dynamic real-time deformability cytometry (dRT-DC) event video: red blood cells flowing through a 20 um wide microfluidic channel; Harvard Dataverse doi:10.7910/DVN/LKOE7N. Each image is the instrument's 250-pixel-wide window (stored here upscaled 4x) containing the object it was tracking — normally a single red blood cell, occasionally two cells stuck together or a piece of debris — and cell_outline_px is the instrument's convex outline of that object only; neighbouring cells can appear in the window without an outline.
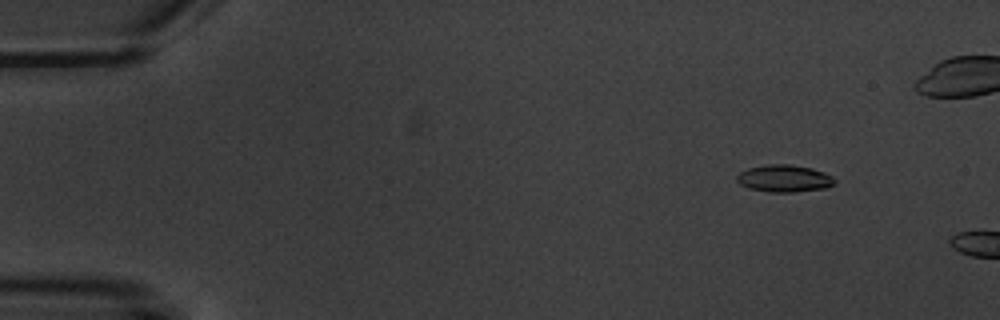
{"species": "common noctule bat (a hibernating species)", "species_latin": "Nyctalus noctula", "temperature_condition": "warm", "stored_images_in_passage": 3, "camera_frame_rate_fps": 3000, "um_per_image_px": 0.085, "animal": {"sex": "male", "body_mass_g": 20.1, "forearm_length_mm": 53.5}, "frame": {"image": 1, "passage_image": 2, "time_ms": 1.0, "image_size_px": [1000, 320], "cell_outline_px": [[836, 184], [828, 188], [796, 192], [768, 192], [748, 188], [740, 184], [736, 180], [736, 176], [740, 172], [748, 168], [768, 164], [788, 164], [812, 168], [824, 172], [832, 176], [836, 180]], "centroid_in_image_um": [66.69, 15.18], "position_along_channel_um": 18.3, "area_um2": 15.72}}